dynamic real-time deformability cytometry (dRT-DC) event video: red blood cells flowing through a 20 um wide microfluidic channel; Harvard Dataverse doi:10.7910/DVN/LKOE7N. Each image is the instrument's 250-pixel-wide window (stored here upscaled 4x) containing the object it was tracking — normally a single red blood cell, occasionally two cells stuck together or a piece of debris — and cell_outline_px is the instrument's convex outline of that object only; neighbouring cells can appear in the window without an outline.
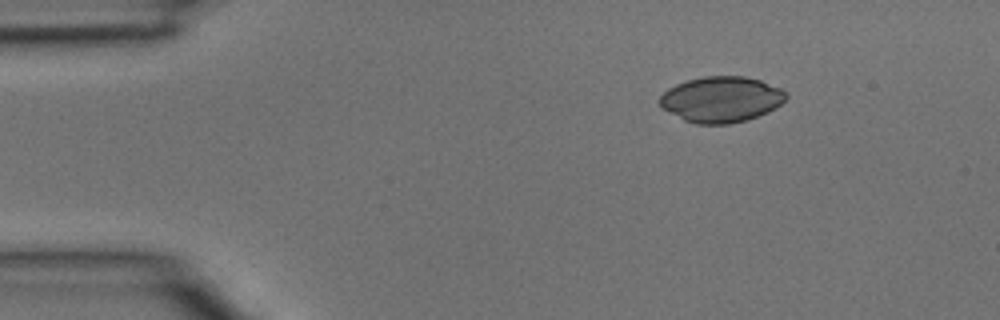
{"species": "common noctule bat (a hibernating species)", "species_latin": "Nyctalus noctula", "temperature_condition": "room temperature", "stored_images_in_passage": 5, "segment_of_instrument_passage": [2, 2], "camera_frame_rate_fps": 3000, "um_per_image_px": 0.085, "animal": {"sex": "male", "body_mass_g": 15.6}, "frame": {"image": 1, "passage_image": 5, "time_ms": 1.333, "image_size_px": [1000, 320], "cell_outline_px": [[788, 96], [780, 104], [768, 112], [748, 120], [728, 124], [696, 124], [684, 120], [660, 108], [660, 96], [668, 88], [676, 84], [688, 80], [704, 76], [744, 76], [760, 80], [780, 88], [788, 92]], "centroid_in_image_um": [61.3, 8.45], "position_along_channel_um": 23.7, "area_um2": 33.81}}